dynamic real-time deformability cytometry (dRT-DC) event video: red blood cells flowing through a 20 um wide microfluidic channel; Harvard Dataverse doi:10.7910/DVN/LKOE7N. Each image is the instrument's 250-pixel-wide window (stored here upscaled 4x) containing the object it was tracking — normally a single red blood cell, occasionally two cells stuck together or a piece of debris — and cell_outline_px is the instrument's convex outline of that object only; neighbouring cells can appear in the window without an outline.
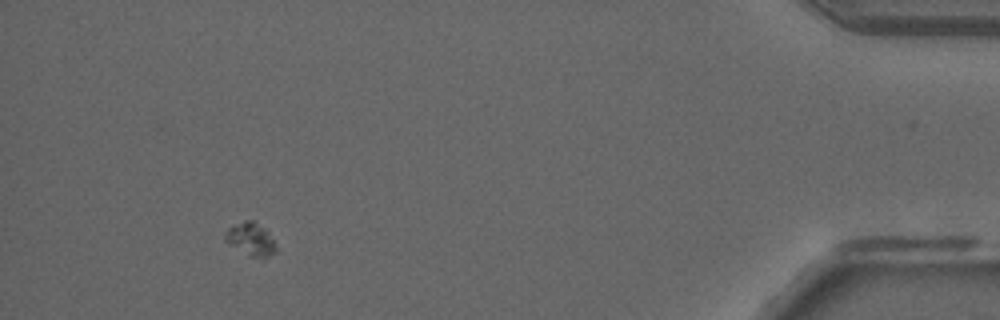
{"species": "common noctule bat (a hibernating species)", "species_latin": "Nyctalus noctula", "temperature_condition": "room temperature", "stored_images_in_passage": 43, "camera_frame_rate_fps": 3000, "um_per_image_px": 0.085, "animal": {"sex": "male", "forearm_length_mm": 52.5}, "frame": {"image": 1, "passage_image": 38, "time_ms": 12.333, "image_size_px": [1000, 320], "cell_outline_px": [[276, 252], [264, 260], [248, 256], [228, 244], [224, 240], [224, 232], [228, 228], [244, 220], [256, 220], [268, 232], [276, 244]], "centroid_in_image_um": [21.32, 20.36], "position_along_channel_um": 413.9, "area_um2": 10.17}}